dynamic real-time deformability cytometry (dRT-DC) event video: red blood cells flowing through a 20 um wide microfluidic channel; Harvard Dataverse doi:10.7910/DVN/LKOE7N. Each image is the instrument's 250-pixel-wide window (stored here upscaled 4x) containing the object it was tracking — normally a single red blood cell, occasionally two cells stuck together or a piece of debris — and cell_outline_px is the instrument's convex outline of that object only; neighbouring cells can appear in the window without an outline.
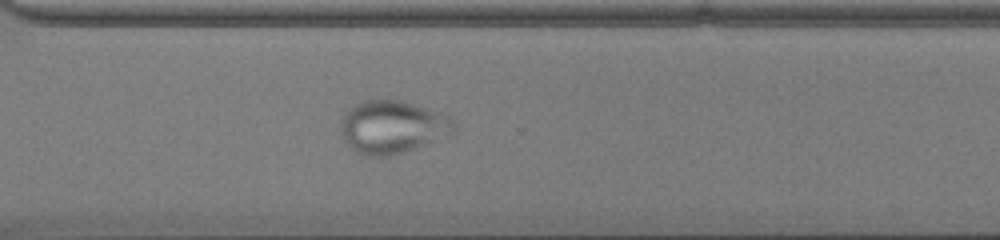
{"species": "common noctule bat (a hibernating species)", "species_latin": "Nyctalus noctula", "temperature_condition": "cold", "stored_images_in_passage": 53, "camera_frame_rate_fps": 3000, "um_per_image_px": 0.085, "animal": {"sex": "male", "body_mass_g": 13.0, "forearm_length_mm": 53.1}, "frame": {"image": 1, "passage_image": 40, "time_ms": 13.0, "image_size_px": [1000, 240], "cell_outline_px": [[456, 124], [452, 128], [404, 152], [388, 156], [368, 156], [352, 148], [344, 140], [344, 116], [348, 108], [364, 100], [396, 100], [444, 112]], "centroid_in_image_um": [33.29, 10.76], "position_along_channel_um": 337.3, "area_um2": 33.06}}